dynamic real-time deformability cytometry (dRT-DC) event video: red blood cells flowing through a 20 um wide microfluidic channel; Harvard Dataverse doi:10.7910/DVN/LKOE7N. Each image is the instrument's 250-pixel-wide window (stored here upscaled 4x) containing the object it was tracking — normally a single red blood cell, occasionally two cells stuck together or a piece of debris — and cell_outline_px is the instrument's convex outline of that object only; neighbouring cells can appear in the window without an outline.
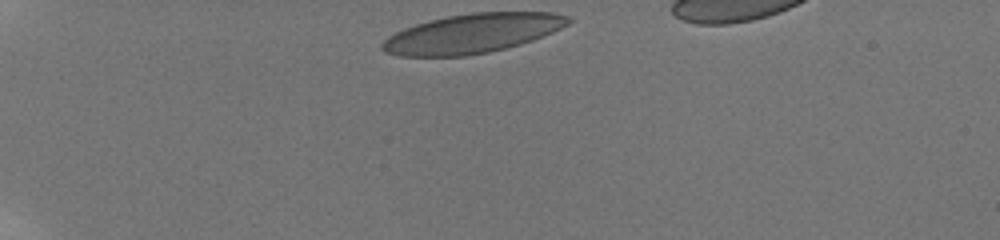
{"species": "human", "species_latin": "Homo sapiens", "temperature_condition": "room temperature", "stored_images_in_passage": 7, "camera_frame_rate_fps": 3000, "um_per_image_px": 0.085, "donor": {"sex": "male"}, "frame": {"image": 1, "passage_image": 1, "time_ms": 0.0, "image_size_px": [1000, 240], "cell_outline_px": [[572, 20], [568, 24], [552, 32], [532, 40], [520, 44], [488, 52], [464, 56], [400, 56], [384, 52], [380, 48], [380, 44], [388, 36], [404, 28], [416, 24], [448, 16], [472, 12], [552, 12], [568, 16]], "centroid_in_image_um": [40.12, 2.84], "position_along_channel_um": 44.9, "area_um2": 42.37}}